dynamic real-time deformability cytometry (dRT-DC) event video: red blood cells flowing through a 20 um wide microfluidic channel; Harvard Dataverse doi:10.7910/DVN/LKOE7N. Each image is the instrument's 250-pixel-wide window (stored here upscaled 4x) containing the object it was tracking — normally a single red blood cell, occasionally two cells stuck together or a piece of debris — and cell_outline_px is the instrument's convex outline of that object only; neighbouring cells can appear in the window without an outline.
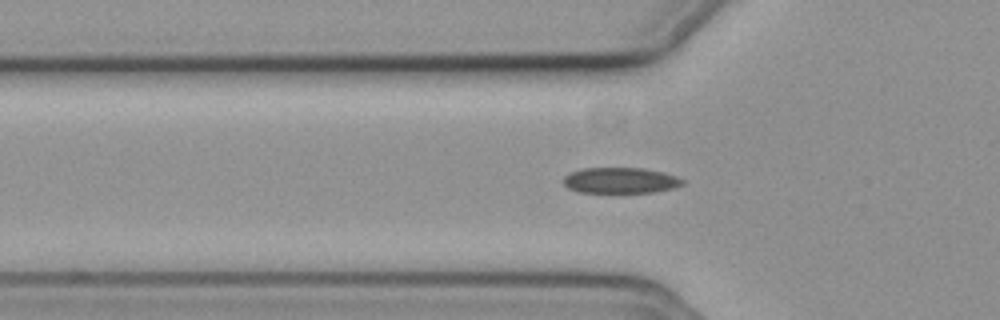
{"species": "common noctule bat (a hibernating species)", "species_latin": "Nyctalus noctula", "temperature_condition": "cold", "stored_images_in_passage": 40, "camera_frame_rate_fps": 3000, "um_per_image_px": 0.085, "animal": {"sex": "female", "body_mass_g": 19.3, "forearm_length_mm": 54.1}, "frame": {"image": 1, "passage_image": 2, "time_ms": 0.333, "image_size_px": [1000, 320], "cell_outline_px": [[684, 184], [672, 188], [652, 192], [580, 192], [568, 188], [564, 184], [564, 176], [568, 172], [584, 168], [644, 168], [664, 172], [676, 176], [684, 180]], "centroid_in_image_um": [52.73, 15.32], "position_along_channel_um": 73.1, "area_um2": 17.86}}
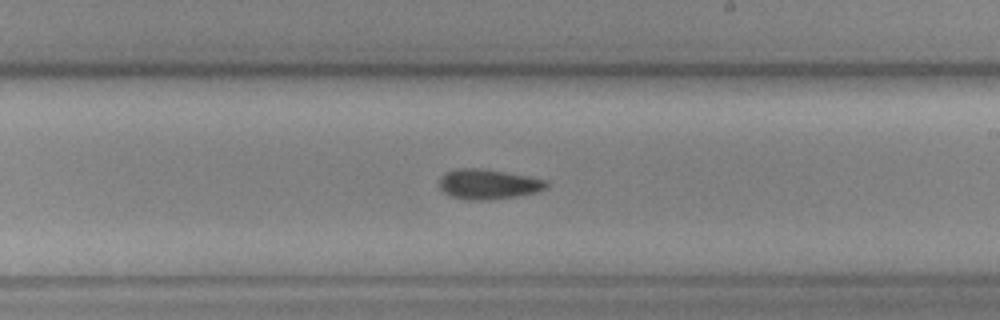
{"frame": {"image": 2, "passage_image": 16, "time_ms": 5.0, "image_size_px": [1000, 320], "cell_outline_px": [[548, 188], [536, 192], [516, 196], [492, 200], [464, 200], [452, 196], [444, 192], [440, 188], [440, 176], [444, 172], [456, 168], [480, 168], [528, 176], [548, 180]], "centroid_in_image_um": [41.49, 15.65], "position_along_channel_um": 247.5, "area_um2": 18.9}}
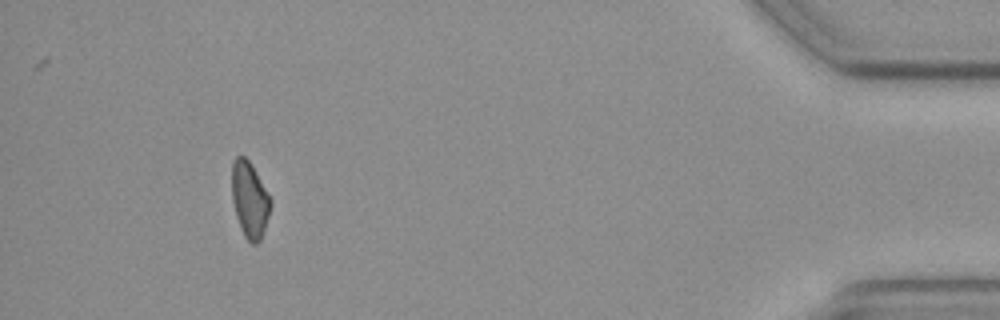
{"frame": {"image": 3, "passage_image": 35, "time_ms": 11.333, "image_size_px": [1000, 320], "cell_outline_px": [[272, 204], [260, 240], [256, 244], [252, 244], [244, 236], [240, 228], [236, 216], [232, 200], [232, 160], [236, 156], [244, 156], [252, 164], [272, 200]], "centroid_in_image_um": [21.21, 16.95], "position_along_channel_um": 414.0, "area_um2": 17.17}, "authors_computed_cell_mechanics": {"area_um2": 17.8313, "velocity_mm_per_s": 3.7306, "shape_relaxation_time_tau1_ms": 4.033, "shape_relaxation_time_tau2_ms": null, "deformation_change_tau1": 0.0998, "deformation_change_tau2": null}}